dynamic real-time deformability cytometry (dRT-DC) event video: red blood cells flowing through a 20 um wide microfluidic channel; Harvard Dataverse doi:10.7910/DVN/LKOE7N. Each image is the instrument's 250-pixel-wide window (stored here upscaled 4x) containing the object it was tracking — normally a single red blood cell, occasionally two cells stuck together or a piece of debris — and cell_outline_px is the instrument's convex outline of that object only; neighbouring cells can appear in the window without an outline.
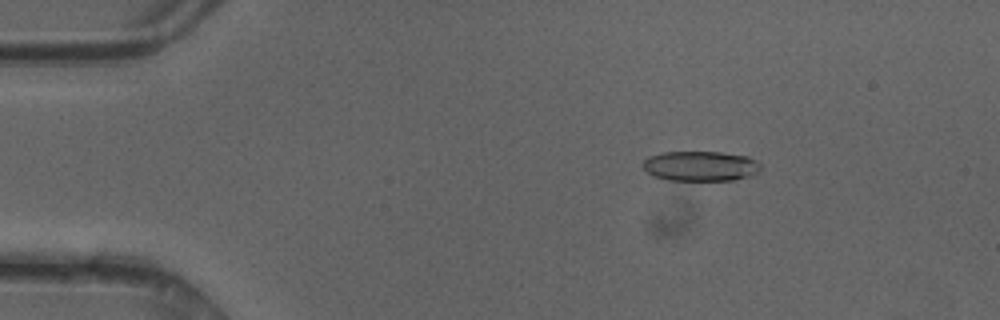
{"species": "common noctule bat (a hibernating species)", "species_latin": "Nyctalus noctula", "temperature_condition": "cold", "stored_images_in_passage": 49, "camera_frame_rate_fps": 3000, "um_per_image_px": 0.085, "animal": {"sex": "female"}, "frame": {"image": 1, "passage_image": 8, "time_ms": 2.333, "image_size_px": [1000, 320], "cell_outline_px": [[760, 168], [756, 172], [748, 176], [732, 180], [668, 180], [652, 176], [644, 168], [644, 160], [648, 156], [660, 152], [720, 152], [748, 156], [756, 160], [760, 164]], "centroid_in_image_um": [59.51, 14.11], "position_along_channel_um": 25.5, "area_um2": 20.52}}
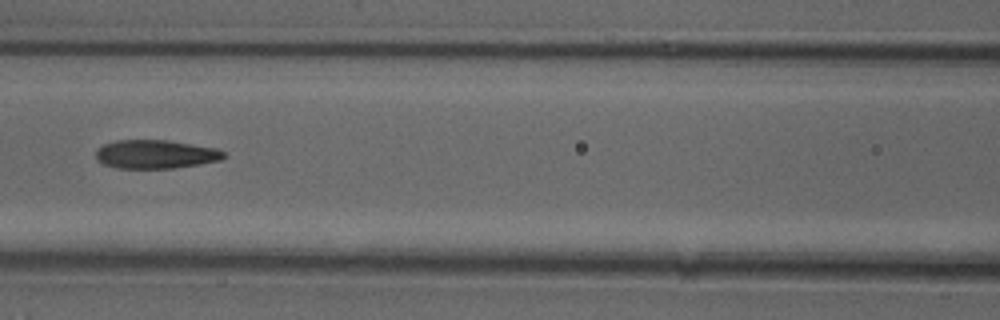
{"frame": {"image": 2, "passage_image": 22, "time_ms": 7.0, "image_size_px": [1000, 320], "cell_outline_px": [[228, 156], [220, 160], [200, 164], [176, 168], [116, 168], [104, 164], [96, 160], [96, 152], [104, 144], [116, 140], [168, 140], [216, 148], [224, 152]], "centroid_in_image_um": [13.25, 13.11], "position_along_channel_um": 153.4, "area_um2": 21.39}}
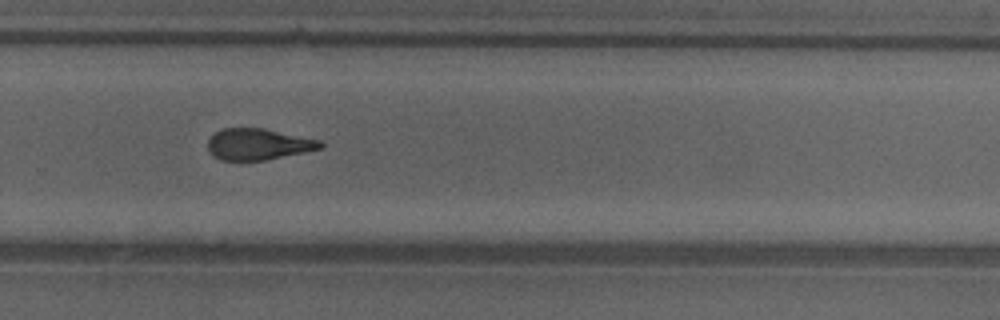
{"frame": {"image": 3, "passage_image": 33, "time_ms": 10.667, "image_size_px": [1000, 320], "cell_outline_px": [[324, 148], [268, 160], [220, 160], [208, 148], [208, 140], [216, 132], [224, 128], [264, 128], [320, 140], [324, 144]], "centroid_in_image_um": [22.01, 12.26], "position_along_channel_um": 307.8, "area_um2": 20.46}, "authors_computed_cell_mechanics": {"area_um2": 21.6172, "velocity_mm_per_s": 4.2386, "shape_relaxation_time_tau1_ms": 5.9495, "shape_relaxation_time_tau2_ms": 2.6538, "deformation_change_tau1": 0.1865, "deformation_change_tau2": 0.1155}}